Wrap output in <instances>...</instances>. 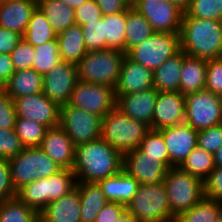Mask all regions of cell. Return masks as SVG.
Segmentation results:
<instances>
[{
  "mask_svg": "<svg viewBox=\"0 0 222 222\" xmlns=\"http://www.w3.org/2000/svg\"><path fill=\"white\" fill-rule=\"evenodd\" d=\"M97 183L108 202H117L125 207L131 202L140 186V183L123 169L118 174L99 180Z\"/></svg>",
  "mask_w": 222,
  "mask_h": 222,
  "instance_id": "obj_24",
  "label": "cell"
},
{
  "mask_svg": "<svg viewBox=\"0 0 222 222\" xmlns=\"http://www.w3.org/2000/svg\"><path fill=\"white\" fill-rule=\"evenodd\" d=\"M35 58L32 69L41 75H46L57 64L62 61L59 55L57 39L44 43L41 46L34 47Z\"/></svg>",
  "mask_w": 222,
  "mask_h": 222,
  "instance_id": "obj_37",
  "label": "cell"
},
{
  "mask_svg": "<svg viewBox=\"0 0 222 222\" xmlns=\"http://www.w3.org/2000/svg\"><path fill=\"white\" fill-rule=\"evenodd\" d=\"M33 1L38 4V3L41 2L42 0H33Z\"/></svg>",
  "mask_w": 222,
  "mask_h": 222,
  "instance_id": "obj_60",
  "label": "cell"
},
{
  "mask_svg": "<svg viewBox=\"0 0 222 222\" xmlns=\"http://www.w3.org/2000/svg\"><path fill=\"white\" fill-rule=\"evenodd\" d=\"M22 39L21 34L0 27V54H10Z\"/></svg>",
  "mask_w": 222,
  "mask_h": 222,
  "instance_id": "obj_50",
  "label": "cell"
},
{
  "mask_svg": "<svg viewBox=\"0 0 222 222\" xmlns=\"http://www.w3.org/2000/svg\"><path fill=\"white\" fill-rule=\"evenodd\" d=\"M183 67V51L164 61L153 72V84L157 91H180V79Z\"/></svg>",
  "mask_w": 222,
  "mask_h": 222,
  "instance_id": "obj_27",
  "label": "cell"
},
{
  "mask_svg": "<svg viewBox=\"0 0 222 222\" xmlns=\"http://www.w3.org/2000/svg\"><path fill=\"white\" fill-rule=\"evenodd\" d=\"M81 27L88 52L106 49V39H104V23H102V18L96 22H88V24L82 25Z\"/></svg>",
  "mask_w": 222,
  "mask_h": 222,
  "instance_id": "obj_41",
  "label": "cell"
},
{
  "mask_svg": "<svg viewBox=\"0 0 222 222\" xmlns=\"http://www.w3.org/2000/svg\"><path fill=\"white\" fill-rule=\"evenodd\" d=\"M48 128L32 120L17 118L15 132L24 148L39 147Z\"/></svg>",
  "mask_w": 222,
  "mask_h": 222,
  "instance_id": "obj_38",
  "label": "cell"
},
{
  "mask_svg": "<svg viewBox=\"0 0 222 222\" xmlns=\"http://www.w3.org/2000/svg\"><path fill=\"white\" fill-rule=\"evenodd\" d=\"M125 25V53L154 33L151 24L132 6L126 9Z\"/></svg>",
  "mask_w": 222,
  "mask_h": 222,
  "instance_id": "obj_31",
  "label": "cell"
},
{
  "mask_svg": "<svg viewBox=\"0 0 222 222\" xmlns=\"http://www.w3.org/2000/svg\"><path fill=\"white\" fill-rule=\"evenodd\" d=\"M168 169L160 156L144 155L138 148L123 156V170L140 184L163 182Z\"/></svg>",
  "mask_w": 222,
  "mask_h": 222,
  "instance_id": "obj_16",
  "label": "cell"
},
{
  "mask_svg": "<svg viewBox=\"0 0 222 222\" xmlns=\"http://www.w3.org/2000/svg\"><path fill=\"white\" fill-rule=\"evenodd\" d=\"M57 42L62 61L76 65L88 52L84 42L82 27L77 24L57 34Z\"/></svg>",
  "mask_w": 222,
  "mask_h": 222,
  "instance_id": "obj_26",
  "label": "cell"
},
{
  "mask_svg": "<svg viewBox=\"0 0 222 222\" xmlns=\"http://www.w3.org/2000/svg\"><path fill=\"white\" fill-rule=\"evenodd\" d=\"M185 109V95L180 91H158L152 117V130H160L185 123Z\"/></svg>",
  "mask_w": 222,
  "mask_h": 222,
  "instance_id": "obj_18",
  "label": "cell"
},
{
  "mask_svg": "<svg viewBox=\"0 0 222 222\" xmlns=\"http://www.w3.org/2000/svg\"><path fill=\"white\" fill-rule=\"evenodd\" d=\"M14 104L17 118L35 121L48 129L59 125L60 107L43 92L16 98Z\"/></svg>",
  "mask_w": 222,
  "mask_h": 222,
  "instance_id": "obj_15",
  "label": "cell"
},
{
  "mask_svg": "<svg viewBox=\"0 0 222 222\" xmlns=\"http://www.w3.org/2000/svg\"><path fill=\"white\" fill-rule=\"evenodd\" d=\"M3 90L13 99L43 92V75L34 69L16 71Z\"/></svg>",
  "mask_w": 222,
  "mask_h": 222,
  "instance_id": "obj_28",
  "label": "cell"
},
{
  "mask_svg": "<svg viewBox=\"0 0 222 222\" xmlns=\"http://www.w3.org/2000/svg\"><path fill=\"white\" fill-rule=\"evenodd\" d=\"M36 7L37 3L33 0H6L0 7V27L24 36Z\"/></svg>",
  "mask_w": 222,
  "mask_h": 222,
  "instance_id": "obj_23",
  "label": "cell"
},
{
  "mask_svg": "<svg viewBox=\"0 0 222 222\" xmlns=\"http://www.w3.org/2000/svg\"><path fill=\"white\" fill-rule=\"evenodd\" d=\"M197 146L214 154L222 146V123L198 131Z\"/></svg>",
  "mask_w": 222,
  "mask_h": 222,
  "instance_id": "obj_44",
  "label": "cell"
},
{
  "mask_svg": "<svg viewBox=\"0 0 222 222\" xmlns=\"http://www.w3.org/2000/svg\"><path fill=\"white\" fill-rule=\"evenodd\" d=\"M6 0H0V7L5 3Z\"/></svg>",
  "mask_w": 222,
  "mask_h": 222,
  "instance_id": "obj_59",
  "label": "cell"
},
{
  "mask_svg": "<svg viewBox=\"0 0 222 222\" xmlns=\"http://www.w3.org/2000/svg\"><path fill=\"white\" fill-rule=\"evenodd\" d=\"M15 72L10 54H0V85L4 87Z\"/></svg>",
  "mask_w": 222,
  "mask_h": 222,
  "instance_id": "obj_53",
  "label": "cell"
},
{
  "mask_svg": "<svg viewBox=\"0 0 222 222\" xmlns=\"http://www.w3.org/2000/svg\"><path fill=\"white\" fill-rule=\"evenodd\" d=\"M184 13L192 18L220 21L222 0H191L188 9Z\"/></svg>",
  "mask_w": 222,
  "mask_h": 222,
  "instance_id": "obj_39",
  "label": "cell"
},
{
  "mask_svg": "<svg viewBox=\"0 0 222 222\" xmlns=\"http://www.w3.org/2000/svg\"><path fill=\"white\" fill-rule=\"evenodd\" d=\"M205 89L219 96L222 94V57L207 60Z\"/></svg>",
  "mask_w": 222,
  "mask_h": 222,
  "instance_id": "obj_45",
  "label": "cell"
},
{
  "mask_svg": "<svg viewBox=\"0 0 222 222\" xmlns=\"http://www.w3.org/2000/svg\"><path fill=\"white\" fill-rule=\"evenodd\" d=\"M207 60L183 52L180 92L185 96L205 89Z\"/></svg>",
  "mask_w": 222,
  "mask_h": 222,
  "instance_id": "obj_25",
  "label": "cell"
},
{
  "mask_svg": "<svg viewBox=\"0 0 222 222\" xmlns=\"http://www.w3.org/2000/svg\"><path fill=\"white\" fill-rule=\"evenodd\" d=\"M77 179L72 170L61 169L47 178H39L17 191V197L27 206L41 212L53 202L76 187Z\"/></svg>",
  "mask_w": 222,
  "mask_h": 222,
  "instance_id": "obj_3",
  "label": "cell"
},
{
  "mask_svg": "<svg viewBox=\"0 0 222 222\" xmlns=\"http://www.w3.org/2000/svg\"><path fill=\"white\" fill-rule=\"evenodd\" d=\"M124 2L128 5V6H133L137 0H124Z\"/></svg>",
  "mask_w": 222,
  "mask_h": 222,
  "instance_id": "obj_58",
  "label": "cell"
},
{
  "mask_svg": "<svg viewBox=\"0 0 222 222\" xmlns=\"http://www.w3.org/2000/svg\"><path fill=\"white\" fill-rule=\"evenodd\" d=\"M103 15H112L125 11L129 6L124 0H95Z\"/></svg>",
  "mask_w": 222,
  "mask_h": 222,
  "instance_id": "obj_52",
  "label": "cell"
},
{
  "mask_svg": "<svg viewBox=\"0 0 222 222\" xmlns=\"http://www.w3.org/2000/svg\"><path fill=\"white\" fill-rule=\"evenodd\" d=\"M125 22L126 10L117 14L102 16L106 49H115L125 53Z\"/></svg>",
  "mask_w": 222,
  "mask_h": 222,
  "instance_id": "obj_34",
  "label": "cell"
},
{
  "mask_svg": "<svg viewBox=\"0 0 222 222\" xmlns=\"http://www.w3.org/2000/svg\"><path fill=\"white\" fill-rule=\"evenodd\" d=\"M185 123L196 131L222 123V100L206 89L185 96Z\"/></svg>",
  "mask_w": 222,
  "mask_h": 222,
  "instance_id": "obj_11",
  "label": "cell"
},
{
  "mask_svg": "<svg viewBox=\"0 0 222 222\" xmlns=\"http://www.w3.org/2000/svg\"><path fill=\"white\" fill-rule=\"evenodd\" d=\"M68 104L103 118L116 105L114 88L78 81Z\"/></svg>",
  "mask_w": 222,
  "mask_h": 222,
  "instance_id": "obj_12",
  "label": "cell"
},
{
  "mask_svg": "<svg viewBox=\"0 0 222 222\" xmlns=\"http://www.w3.org/2000/svg\"><path fill=\"white\" fill-rule=\"evenodd\" d=\"M132 7L151 24L154 32L180 33L184 12L168 0H137Z\"/></svg>",
  "mask_w": 222,
  "mask_h": 222,
  "instance_id": "obj_13",
  "label": "cell"
},
{
  "mask_svg": "<svg viewBox=\"0 0 222 222\" xmlns=\"http://www.w3.org/2000/svg\"><path fill=\"white\" fill-rule=\"evenodd\" d=\"M154 88L153 72L127 56L123 60L115 95L132 94Z\"/></svg>",
  "mask_w": 222,
  "mask_h": 222,
  "instance_id": "obj_21",
  "label": "cell"
},
{
  "mask_svg": "<svg viewBox=\"0 0 222 222\" xmlns=\"http://www.w3.org/2000/svg\"><path fill=\"white\" fill-rule=\"evenodd\" d=\"M125 56L115 49L87 52L76 64L79 81L115 88Z\"/></svg>",
  "mask_w": 222,
  "mask_h": 222,
  "instance_id": "obj_5",
  "label": "cell"
},
{
  "mask_svg": "<svg viewBox=\"0 0 222 222\" xmlns=\"http://www.w3.org/2000/svg\"><path fill=\"white\" fill-rule=\"evenodd\" d=\"M221 221H222V201H221Z\"/></svg>",
  "mask_w": 222,
  "mask_h": 222,
  "instance_id": "obj_61",
  "label": "cell"
},
{
  "mask_svg": "<svg viewBox=\"0 0 222 222\" xmlns=\"http://www.w3.org/2000/svg\"><path fill=\"white\" fill-rule=\"evenodd\" d=\"M168 1L171 2L173 5L177 6L183 12H185L188 9L191 3V0H168Z\"/></svg>",
  "mask_w": 222,
  "mask_h": 222,
  "instance_id": "obj_54",
  "label": "cell"
},
{
  "mask_svg": "<svg viewBox=\"0 0 222 222\" xmlns=\"http://www.w3.org/2000/svg\"><path fill=\"white\" fill-rule=\"evenodd\" d=\"M221 220V201L204 197L190 210L179 214L174 222H218Z\"/></svg>",
  "mask_w": 222,
  "mask_h": 222,
  "instance_id": "obj_33",
  "label": "cell"
},
{
  "mask_svg": "<svg viewBox=\"0 0 222 222\" xmlns=\"http://www.w3.org/2000/svg\"><path fill=\"white\" fill-rule=\"evenodd\" d=\"M214 166L222 167V146L213 154Z\"/></svg>",
  "mask_w": 222,
  "mask_h": 222,
  "instance_id": "obj_56",
  "label": "cell"
},
{
  "mask_svg": "<svg viewBox=\"0 0 222 222\" xmlns=\"http://www.w3.org/2000/svg\"><path fill=\"white\" fill-rule=\"evenodd\" d=\"M204 197L222 201V167H215L203 181Z\"/></svg>",
  "mask_w": 222,
  "mask_h": 222,
  "instance_id": "obj_48",
  "label": "cell"
},
{
  "mask_svg": "<svg viewBox=\"0 0 222 222\" xmlns=\"http://www.w3.org/2000/svg\"><path fill=\"white\" fill-rule=\"evenodd\" d=\"M122 169L123 156L102 138L75 146L72 171L77 182L97 183Z\"/></svg>",
  "mask_w": 222,
  "mask_h": 222,
  "instance_id": "obj_1",
  "label": "cell"
},
{
  "mask_svg": "<svg viewBox=\"0 0 222 222\" xmlns=\"http://www.w3.org/2000/svg\"><path fill=\"white\" fill-rule=\"evenodd\" d=\"M116 222H139L131 213L127 210L117 219Z\"/></svg>",
  "mask_w": 222,
  "mask_h": 222,
  "instance_id": "obj_55",
  "label": "cell"
},
{
  "mask_svg": "<svg viewBox=\"0 0 222 222\" xmlns=\"http://www.w3.org/2000/svg\"><path fill=\"white\" fill-rule=\"evenodd\" d=\"M39 148L60 168L72 170L75 161V145L60 125L46 131Z\"/></svg>",
  "mask_w": 222,
  "mask_h": 222,
  "instance_id": "obj_20",
  "label": "cell"
},
{
  "mask_svg": "<svg viewBox=\"0 0 222 222\" xmlns=\"http://www.w3.org/2000/svg\"><path fill=\"white\" fill-rule=\"evenodd\" d=\"M102 119L69 104L60 106L59 125L75 146L101 139Z\"/></svg>",
  "mask_w": 222,
  "mask_h": 222,
  "instance_id": "obj_10",
  "label": "cell"
},
{
  "mask_svg": "<svg viewBox=\"0 0 222 222\" xmlns=\"http://www.w3.org/2000/svg\"><path fill=\"white\" fill-rule=\"evenodd\" d=\"M23 39L34 47L57 39L56 32L52 29L44 13L38 6L31 15Z\"/></svg>",
  "mask_w": 222,
  "mask_h": 222,
  "instance_id": "obj_32",
  "label": "cell"
},
{
  "mask_svg": "<svg viewBox=\"0 0 222 222\" xmlns=\"http://www.w3.org/2000/svg\"><path fill=\"white\" fill-rule=\"evenodd\" d=\"M35 54L34 46L22 39L10 53L15 70L32 69Z\"/></svg>",
  "mask_w": 222,
  "mask_h": 222,
  "instance_id": "obj_42",
  "label": "cell"
},
{
  "mask_svg": "<svg viewBox=\"0 0 222 222\" xmlns=\"http://www.w3.org/2000/svg\"><path fill=\"white\" fill-rule=\"evenodd\" d=\"M37 6L44 13L56 34L75 25V9L60 0H42Z\"/></svg>",
  "mask_w": 222,
  "mask_h": 222,
  "instance_id": "obj_30",
  "label": "cell"
},
{
  "mask_svg": "<svg viewBox=\"0 0 222 222\" xmlns=\"http://www.w3.org/2000/svg\"><path fill=\"white\" fill-rule=\"evenodd\" d=\"M17 192L11 181L9 160L0 158V202L16 197Z\"/></svg>",
  "mask_w": 222,
  "mask_h": 222,
  "instance_id": "obj_49",
  "label": "cell"
},
{
  "mask_svg": "<svg viewBox=\"0 0 222 222\" xmlns=\"http://www.w3.org/2000/svg\"><path fill=\"white\" fill-rule=\"evenodd\" d=\"M103 14L95 0H87L81 6L75 9V23L77 25H86L88 22L98 21Z\"/></svg>",
  "mask_w": 222,
  "mask_h": 222,
  "instance_id": "obj_47",
  "label": "cell"
},
{
  "mask_svg": "<svg viewBox=\"0 0 222 222\" xmlns=\"http://www.w3.org/2000/svg\"><path fill=\"white\" fill-rule=\"evenodd\" d=\"M0 222H39V213L16 196L0 202Z\"/></svg>",
  "mask_w": 222,
  "mask_h": 222,
  "instance_id": "obj_35",
  "label": "cell"
},
{
  "mask_svg": "<svg viewBox=\"0 0 222 222\" xmlns=\"http://www.w3.org/2000/svg\"><path fill=\"white\" fill-rule=\"evenodd\" d=\"M181 51L203 60L222 57V27L219 20L192 18L183 13Z\"/></svg>",
  "mask_w": 222,
  "mask_h": 222,
  "instance_id": "obj_2",
  "label": "cell"
},
{
  "mask_svg": "<svg viewBox=\"0 0 222 222\" xmlns=\"http://www.w3.org/2000/svg\"><path fill=\"white\" fill-rule=\"evenodd\" d=\"M138 149L144 153V155L160 156V160L168 166V152L166 144L162 134L158 130L150 129L145 134V137Z\"/></svg>",
  "mask_w": 222,
  "mask_h": 222,
  "instance_id": "obj_40",
  "label": "cell"
},
{
  "mask_svg": "<svg viewBox=\"0 0 222 222\" xmlns=\"http://www.w3.org/2000/svg\"><path fill=\"white\" fill-rule=\"evenodd\" d=\"M78 81L77 66L73 63L60 61L57 66L43 76V94L59 107L67 105Z\"/></svg>",
  "mask_w": 222,
  "mask_h": 222,
  "instance_id": "obj_14",
  "label": "cell"
},
{
  "mask_svg": "<svg viewBox=\"0 0 222 222\" xmlns=\"http://www.w3.org/2000/svg\"><path fill=\"white\" fill-rule=\"evenodd\" d=\"M115 97V107L118 110L152 129V117L158 97V91L155 88L132 94L115 95Z\"/></svg>",
  "mask_w": 222,
  "mask_h": 222,
  "instance_id": "obj_19",
  "label": "cell"
},
{
  "mask_svg": "<svg viewBox=\"0 0 222 222\" xmlns=\"http://www.w3.org/2000/svg\"><path fill=\"white\" fill-rule=\"evenodd\" d=\"M16 119L14 100L2 89L0 91V128L15 129Z\"/></svg>",
  "mask_w": 222,
  "mask_h": 222,
  "instance_id": "obj_46",
  "label": "cell"
},
{
  "mask_svg": "<svg viewBox=\"0 0 222 222\" xmlns=\"http://www.w3.org/2000/svg\"><path fill=\"white\" fill-rule=\"evenodd\" d=\"M126 210L139 222H174L163 182L140 184Z\"/></svg>",
  "mask_w": 222,
  "mask_h": 222,
  "instance_id": "obj_6",
  "label": "cell"
},
{
  "mask_svg": "<svg viewBox=\"0 0 222 222\" xmlns=\"http://www.w3.org/2000/svg\"><path fill=\"white\" fill-rule=\"evenodd\" d=\"M168 152V167H179L197 146L198 131L186 123L158 130Z\"/></svg>",
  "mask_w": 222,
  "mask_h": 222,
  "instance_id": "obj_17",
  "label": "cell"
},
{
  "mask_svg": "<svg viewBox=\"0 0 222 222\" xmlns=\"http://www.w3.org/2000/svg\"><path fill=\"white\" fill-rule=\"evenodd\" d=\"M179 167L204 181L215 168L214 157L213 154L196 146Z\"/></svg>",
  "mask_w": 222,
  "mask_h": 222,
  "instance_id": "obj_36",
  "label": "cell"
},
{
  "mask_svg": "<svg viewBox=\"0 0 222 222\" xmlns=\"http://www.w3.org/2000/svg\"><path fill=\"white\" fill-rule=\"evenodd\" d=\"M11 181L16 192L39 178L56 174L60 168L39 147L24 148L17 156L9 159Z\"/></svg>",
  "mask_w": 222,
  "mask_h": 222,
  "instance_id": "obj_8",
  "label": "cell"
},
{
  "mask_svg": "<svg viewBox=\"0 0 222 222\" xmlns=\"http://www.w3.org/2000/svg\"><path fill=\"white\" fill-rule=\"evenodd\" d=\"M39 222H81V199L75 187L39 212Z\"/></svg>",
  "mask_w": 222,
  "mask_h": 222,
  "instance_id": "obj_22",
  "label": "cell"
},
{
  "mask_svg": "<svg viewBox=\"0 0 222 222\" xmlns=\"http://www.w3.org/2000/svg\"><path fill=\"white\" fill-rule=\"evenodd\" d=\"M61 2H64L69 7L76 9L79 6H81L85 1L87 0H60Z\"/></svg>",
  "mask_w": 222,
  "mask_h": 222,
  "instance_id": "obj_57",
  "label": "cell"
},
{
  "mask_svg": "<svg viewBox=\"0 0 222 222\" xmlns=\"http://www.w3.org/2000/svg\"><path fill=\"white\" fill-rule=\"evenodd\" d=\"M23 149L15 129L0 128V158L9 160L17 156Z\"/></svg>",
  "mask_w": 222,
  "mask_h": 222,
  "instance_id": "obj_43",
  "label": "cell"
},
{
  "mask_svg": "<svg viewBox=\"0 0 222 222\" xmlns=\"http://www.w3.org/2000/svg\"><path fill=\"white\" fill-rule=\"evenodd\" d=\"M180 51V33L154 32L148 39L131 48L126 56L154 72L164 61Z\"/></svg>",
  "mask_w": 222,
  "mask_h": 222,
  "instance_id": "obj_9",
  "label": "cell"
},
{
  "mask_svg": "<svg viewBox=\"0 0 222 222\" xmlns=\"http://www.w3.org/2000/svg\"><path fill=\"white\" fill-rule=\"evenodd\" d=\"M81 199V222H95L98 213L108 203L98 183L77 182Z\"/></svg>",
  "mask_w": 222,
  "mask_h": 222,
  "instance_id": "obj_29",
  "label": "cell"
},
{
  "mask_svg": "<svg viewBox=\"0 0 222 222\" xmlns=\"http://www.w3.org/2000/svg\"><path fill=\"white\" fill-rule=\"evenodd\" d=\"M171 214L176 218L204 198L203 181L180 167H170L163 181Z\"/></svg>",
  "mask_w": 222,
  "mask_h": 222,
  "instance_id": "obj_7",
  "label": "cell"
},
{
  "mask_svg": "<svg viewBox=\"0 0 222 222\" xmlns=\"http://www.w3.org/2000/svg\"><path fill=\"white\" fill-rule=\"evenodd\" d=\"M150 128L114 107L102 119L101 138L122 156L137 149Z\"/></svg>",
  "mask_w": 222,
  "mask_h": 222,
  "instance_id": "obj_4",
  "label": "cell"
},
{
  "mask_svg": "<svg viewBox=\"0 0 222 222\" xmlns=\"http://www.w3.org/2000/svg\"><path fill=\"white\" fill-rule=\"evenodd\" d=\"M126 207L117 202H108L98 213L95 222H116Z\"/></svg>",
  "mask_w": 222,
  "mask_h": 222,
  "instance_id": "obj_51",
  "label": "cell"
}]
</instances>
